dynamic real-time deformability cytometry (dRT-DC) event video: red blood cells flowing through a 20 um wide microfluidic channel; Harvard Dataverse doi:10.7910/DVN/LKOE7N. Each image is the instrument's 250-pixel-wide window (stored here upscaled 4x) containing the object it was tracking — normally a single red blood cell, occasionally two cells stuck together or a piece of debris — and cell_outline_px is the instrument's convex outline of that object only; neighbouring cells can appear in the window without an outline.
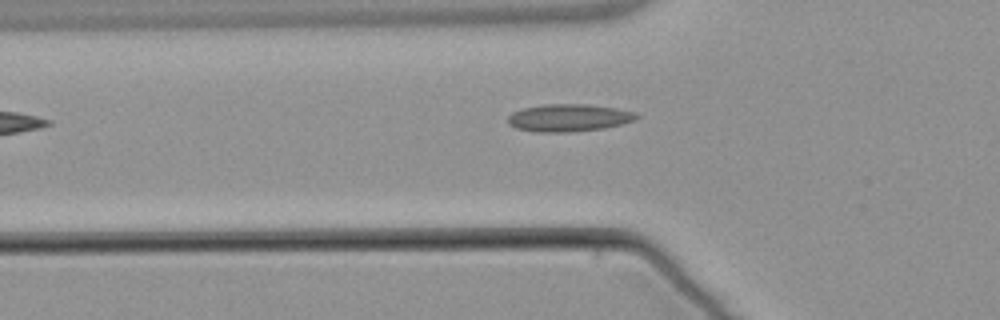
{"species": "common noctule bat (a hibernating species)", "species_latin": "Nyctalus noctula", "temperature_condition": "warm", "stored_images_in_passage": 3, "camera_frame_rate_fps": 3000, "um_per_image_px": 0.085, "animal": {"sex": "male", "body_mass_g": 21.5, "forearm_length_mm": 52.0}, "frame": {"image": 1, "passage_image": 2, "time_ms": 1.333, "image_size_px": [1000, 320], "cell_outline_px": [[640, 116], [636, 120], [604, 128], [572, 132], [536, 132], [516, 128], [508, 124], [508, 116], [512, 112], [524, 108], [544, 104], [588, 104], [616, 108], [636, 112]], "centroid_in_image_um": [48.36, 10.01], "position_along_channel_um": 77.4, "area_um2": 20.69}}
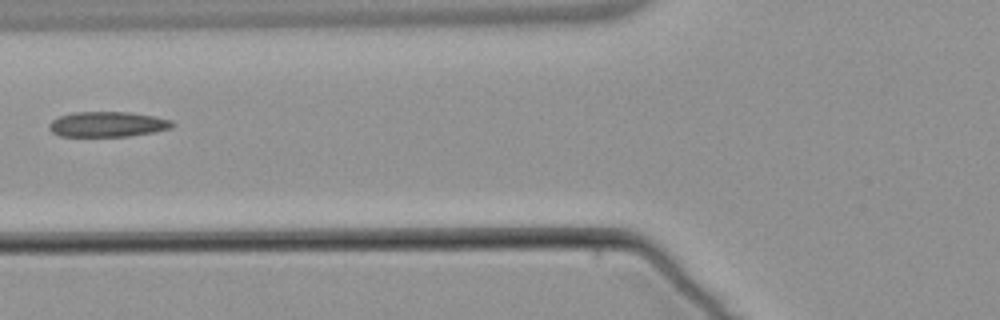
{"frame": {"image": 2, "passage_image": 3, "time_ms": 2.333, "image_size_px": [1000, 320], "cell_outline_px": [[176, 124], [172, 128], [152, 132], [128, 136], [60, 136], [52, 132], [48, 128], [48, 124], [52, 120], [60, 116], [72, 112], [128, 112], [156, 116], [172, 120]], "centroid_in_image_um": [9.15, 10.56], "position_along_channel_um": 116.6, "area_um2": 18.21}}